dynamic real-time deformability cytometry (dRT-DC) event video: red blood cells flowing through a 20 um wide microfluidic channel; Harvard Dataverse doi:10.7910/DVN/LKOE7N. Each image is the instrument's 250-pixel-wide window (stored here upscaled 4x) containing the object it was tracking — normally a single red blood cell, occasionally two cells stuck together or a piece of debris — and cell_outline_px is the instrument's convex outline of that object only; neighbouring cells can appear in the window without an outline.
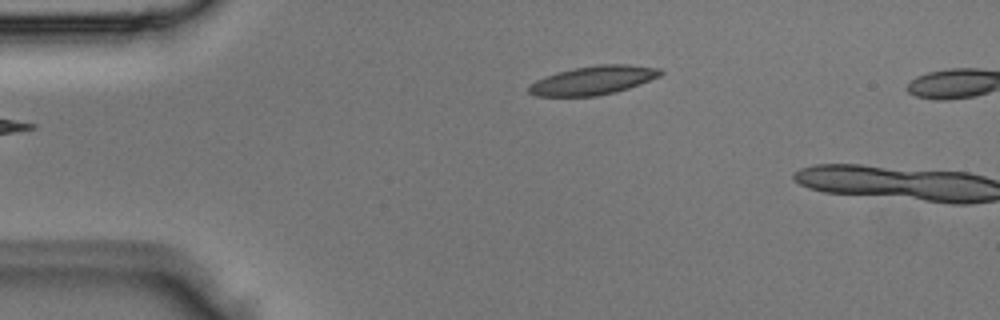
{"species": "Egyptian fruit bat (a non-hibernating species)", "species_latin": "Rousettus aegyptiacus", "temperature_condition": "room temperature", "stored_images_in_passage": 3, "camera_frame_rate_fps": 3000, "um_per_image_px": 0.085, "animal": {"sex": "male"}, "frame": {"image": 1, "passage_image": 3, "time_ms": 0.667, "image_size_px": [1000, 320], "cell_outline_px": [[664, 72], [660, 76], [640, 84], [616, 92], [596, 96], [536, 96], [528, 92], [528, 88], [536, 80], [544, 76], [556, 72], [572, 68], [596, 64], [628, 64], [660, 68]], "centroid_in_image_um": [50.43, 6.81], "position_along_channel_um": 34.6, "area_um2": 22.2}}